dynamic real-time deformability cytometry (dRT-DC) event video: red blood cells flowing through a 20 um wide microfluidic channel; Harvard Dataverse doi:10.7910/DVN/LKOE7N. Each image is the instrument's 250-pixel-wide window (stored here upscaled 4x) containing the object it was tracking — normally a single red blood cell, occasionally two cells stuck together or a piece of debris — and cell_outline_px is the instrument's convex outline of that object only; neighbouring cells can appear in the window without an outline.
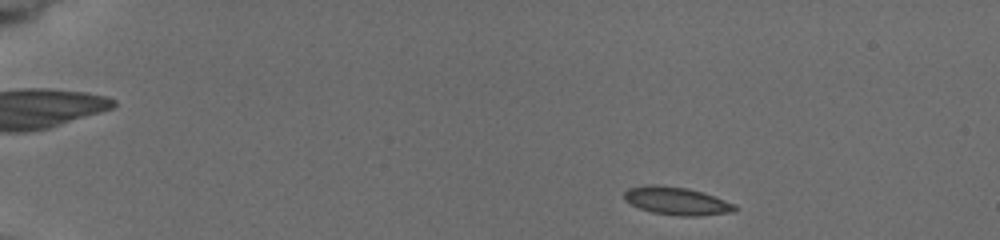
{"species": "common noctule bat (a hibernating species)", "species_latin": "Nyctalus noctula", "temperature_condition": "cold", "stored_images_in_passage": 5, "camera_frame_rate_fps": 3000, "um_per_image_px": 0.085, "animal": {"sex": "female", "body_mass_g": 19.5, "forearm_length_mm": 54.1}, "frame": {"image": 1, "passage_image": 1, "time_ms": 0.0, "image_size_px": [1000, 240], "cell_outline_px": [[740, 208], [736, 212], [700, 216], [680, 216], [652, 212], [640, 208], [624, 200], [624, 192], [628, 188], [656, 184], [688, 188], [736, 204]], "centroid_in_image_um": [57.56, 17.09], "position_along_channel_um": 27.4, "area_um2": 17.98}}
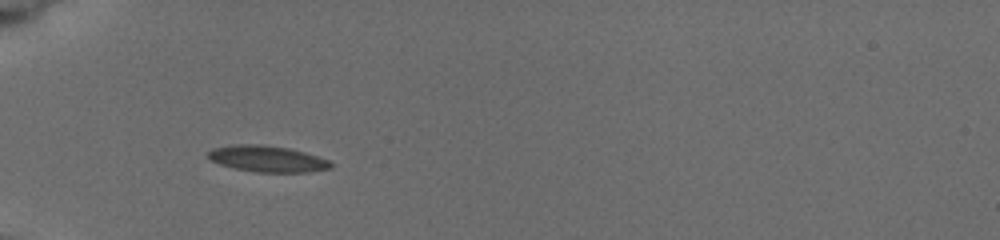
{"frame": {"image": 2, "passage_image": 4, "time_ms": 3.333, "image_size_px": [1000, 240], "cell_outline_px": [[332, 168], [308, 172], [256, 172], [232, 168], [208, 160], [208, 152], [212, 148], [232, 144], [264, 144], [288, 148], [304, 152], [328, 160], [332, 164]], "centroid_in_image_um": [22.67, 13.49], "position_along_channel_um": 62.3, "area_um2": 18.9}}